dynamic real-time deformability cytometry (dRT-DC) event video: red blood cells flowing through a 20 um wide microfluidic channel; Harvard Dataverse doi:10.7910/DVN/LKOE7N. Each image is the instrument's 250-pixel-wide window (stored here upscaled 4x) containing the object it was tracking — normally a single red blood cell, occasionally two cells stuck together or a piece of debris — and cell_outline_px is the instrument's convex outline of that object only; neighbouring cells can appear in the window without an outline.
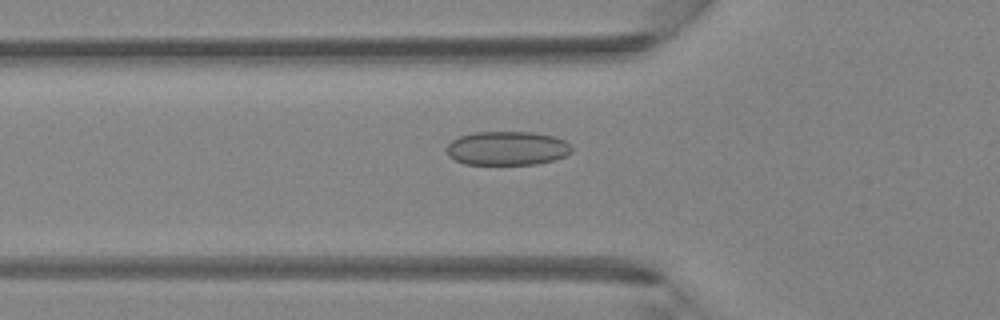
{"species": "Egyptian fruit bat (a non-hibernating species)", "species_latin": "Rousettus aegyptiacus", "temperature_condition": "room temperature", "stored_images_in_passage": 38, "camera_frame_rate_fps": 3000, "um_per_image_px": 0.085, "animal": {"sex": "female"}, "frame": {"image": 1, "passage_image": 9, "time_ms": 2.667, "image_size_px": [1000, 320], "cell_outline_px": [[572, 152], [556, 160], [536, 164], [464, 164], [448, 156], [448, 144], [452, 140], [460, 136], [472, 132], [532, 132], [552, 136], [564, 140], [572, 144]], "centroid_in_image_um": [43.14, 12.6], "position_along_channel_um": 82.7, "area_um2": 24.8}}
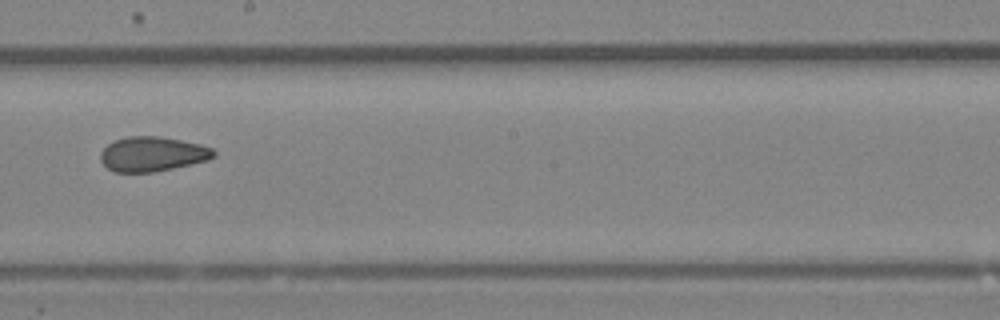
{"frame": {"image": 2, "passage_image": 19, "time_ms": 6.0, "image_size_px": [1000, 320], "cell_outline_px": [[216, 156], [208, 160], [172, 168], [152, 172], [116, 172], [108, 168], [100, 160], [100, 152], [108, 144], [116, 140], [128, 136], [160, 136], [200, 144], [212, 148], [216, 152]], "centroid_in_image_um": [12.96, 13.09], "position_along_channel_um": 235.2, "area_um2": 22.77}}
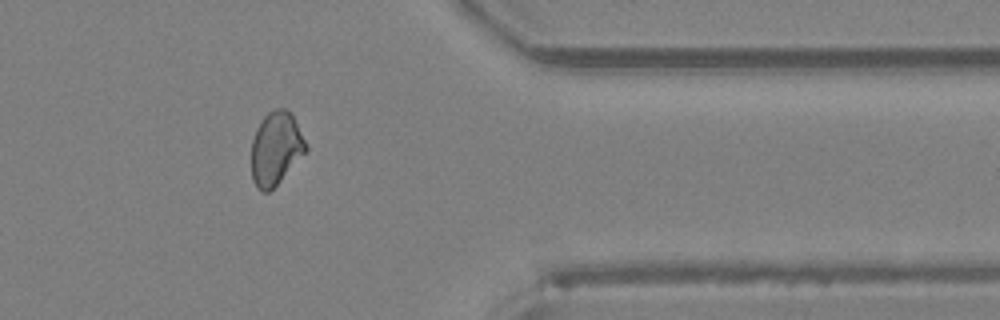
{"frame": {"image": 3, "passage_image": 30, "time_ms": 9.667, "image_size_px": [1000, 320], "cell_outline_px": [[308, 148], [276, 184], [268, 192], [264, 192], [252, 180], [252, 140], [256, 128], [264, 116], [268, 112], [276, 108], [284, 108], [292, 112]], "centroid_in_image_um": [23.43, 12.55], "position_along_channel_um": 388.0, "area_um2": 22.72}}